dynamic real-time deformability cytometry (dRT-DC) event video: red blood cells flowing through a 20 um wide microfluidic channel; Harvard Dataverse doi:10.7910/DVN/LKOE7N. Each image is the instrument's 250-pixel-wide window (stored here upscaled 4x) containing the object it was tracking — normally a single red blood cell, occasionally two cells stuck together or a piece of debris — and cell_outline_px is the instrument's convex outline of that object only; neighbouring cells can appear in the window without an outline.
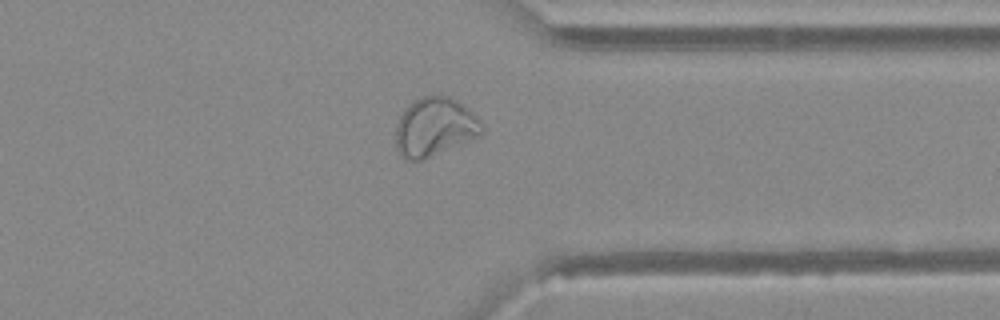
{"species": "Egyptian fruit bat (a non-hibernating species)", "species_latin": "Rousettus aegyptiacus", "temperature_condition": "warm", "stored_images_in_passage": 37, "camera_frame_rate_fps": 3000, "um_per_image_px": 0.085, "animal": {"sex": "female"}, "frame": {"image": 1, "passage_image": 27, "time_ms": 8.667, "image_size_px": [1000, 320], "cell_outline_px": [[484, 132], [480, 136], [420, 160], [408, 160], [400, 156], [396, 148], [396, 124], [404, 108], [412, 100], [432, 92], [448, 96], [456, 100], [468, 108], [484, 124]], "centroid_in_image_um": [36.94, 10.75], "position_along_channel_um": 374.5, "area_um2": 29.88}}